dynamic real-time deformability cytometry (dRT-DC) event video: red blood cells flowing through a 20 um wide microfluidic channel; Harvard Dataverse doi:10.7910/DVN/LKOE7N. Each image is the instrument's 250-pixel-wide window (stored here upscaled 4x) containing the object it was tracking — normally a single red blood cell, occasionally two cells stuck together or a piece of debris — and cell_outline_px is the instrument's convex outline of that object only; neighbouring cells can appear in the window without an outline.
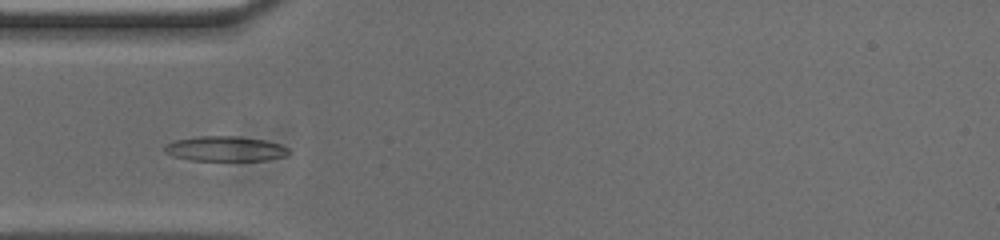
{"species": "common noctule bat (a hibernating species)", "species_latin": "Nyctalus noctula", "temperature_condition": "cold", "stored_images_in_passage": 48, "camera_frame_rate_fps": 3000, "um_per_image_px": 0.085, "animal": {"sex": "male", "body_mass_g": 20.0, "forearm_length_mm": 53.3}, "frame": {"image": 1, "passage_image": 10, "time_ms": 3.0, "image_size_px": [1000, 240], "cell_outline_px": [[288, 152], [284, 156], [264, 160], [192, 160], [172, 156], [164, 152], [164, 144], [172, 140], [196, 136], [240, 136], [264, 140], [280, 144], [288, 148]], "centroid_in_image_um": [19.06, 12.63], "position_along_channel_um": 65.9, "area_um2": 18.09}}
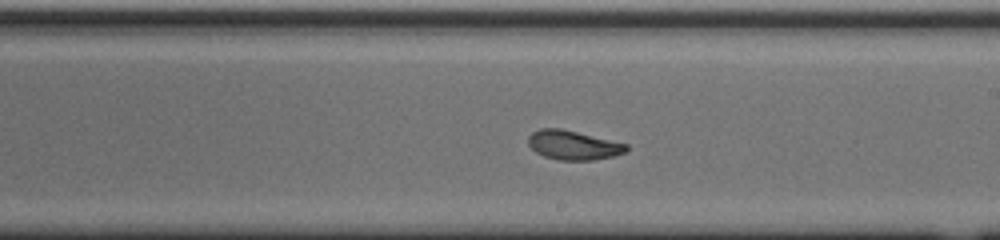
{"frame": {"image": 2, "passage_image": 24, "time_ms": 7.667, "image_size_px": [1000, 240], "cell_outline_px": [[628, 148], [624, 152], [612, 156], [592, 160], [560, 160], [544, 156], [536, 152], [528, 144], [528, 136], [532, 132], [540, 128], [560, 128], [628, 144]], "centroid_in_image_um": [48.69, 12.33], "position_along_channel_um": 240.3, "area_um2": 16.53}}
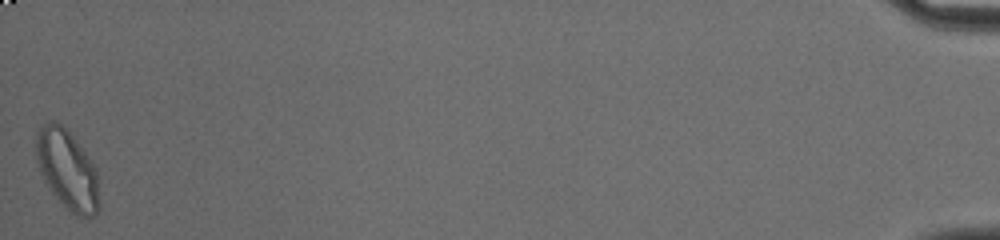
{"frame": {"image": 3, "passage_image": 48, "time_ms": 15.667, "image_size_px": [1000, 240], "cell_outline_px": [[100, 208], [96, 216], [88, 220], [76, 216], [52, 192], [44, 180], [40, 172], [36, 160], [36, 132], [44, 124], [52, 120], [60, 124], [76, 140], [88, 156], [96, 168], [100, 204]], "centroid_in_image_um": [5.75, 14.47], "position_along_channel_um": 429.4, "area_um2": 29.3}, "authors_computed_cell_mechanics": {"area_um2": 17.051, "velocity_mm_per_s": 3.7336, "shape_relaxation_time_tau1_ms": 4.6328, "shape_relaxation_time_tau2_ms": 1.7212, "deformation_change_tau1": 0.1593, "deformation_change_tau2": 0.0587}}